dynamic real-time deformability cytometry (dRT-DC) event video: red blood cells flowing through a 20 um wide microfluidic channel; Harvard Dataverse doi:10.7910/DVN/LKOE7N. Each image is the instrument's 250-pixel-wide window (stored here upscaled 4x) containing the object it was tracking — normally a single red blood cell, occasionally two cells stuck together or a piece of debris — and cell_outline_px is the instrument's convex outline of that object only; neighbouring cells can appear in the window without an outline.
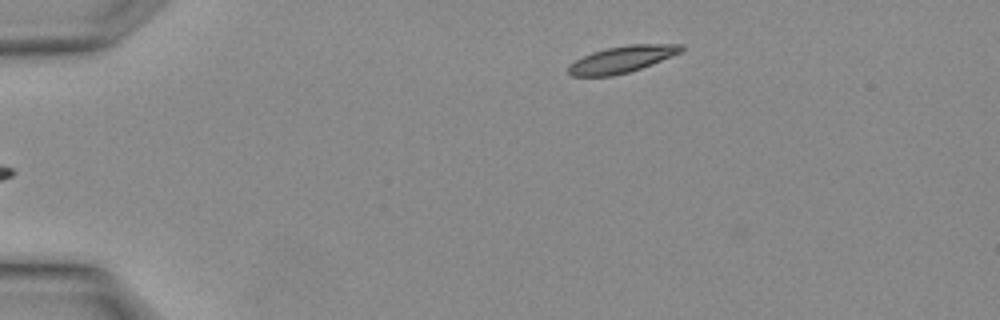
{"species": "Egyptian fruit bat (a non-hibernating species)", "species_latin": "Rousettus aegyptiacus", "temperature_condition": "warm", "stored_images_in_passage": 4, "segment_of_instrument_passage": [2, 2], "camera_frame_rate_fps": 3000, "um_per_image_px": 0.085, "animal": {"sex": "female"}, "frame": {"image": 1, "passage_image": 4, "time_ms": 1.0, "image_size_px": [1000, 320], "cell_outline_px": [[684, 48], [680, 52], [652, 64], [628, 72], [612, 76], [572, 76], [568, 72], [568, 68], [576, 60], [592, 52], [608, 48], [628, 44], [684, 44]], "centroid_in_image_um": [52.88, 5.03], "position_along_channel_um": 32.1, "area_um2": 17.22}}